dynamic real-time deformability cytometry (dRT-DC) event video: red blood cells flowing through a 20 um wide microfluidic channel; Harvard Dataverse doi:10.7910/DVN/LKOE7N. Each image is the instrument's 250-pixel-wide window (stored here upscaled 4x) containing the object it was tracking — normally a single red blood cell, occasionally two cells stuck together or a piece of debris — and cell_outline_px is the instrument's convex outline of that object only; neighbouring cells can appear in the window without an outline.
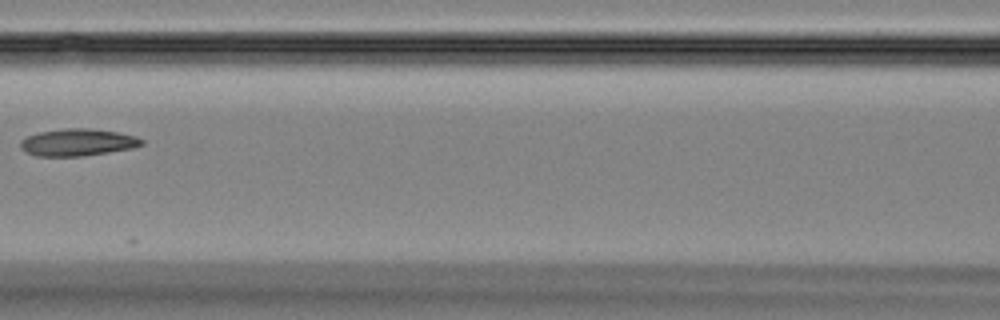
{"species": "Egyptian fruit bat (a non-hibernating species)", "species_latin": "Rousettus aegyptiacus", "temperature_condition": "room temperature", "stored_images_in_passage": 9, "camera_frame_rate_fps": 3000, "um_per_image_px": 0.085, "animal": {"sex": "female"}, "frame": {"image": 1, "passage_image": 7, "time_ms": 7.0, "image_size_px": [1000, 320], "cell_outline_px": [[144, 144], [132, 148], [84, 156], [36, 156], [24, 152], [20, 148], [20, 140], [28, 136], [40, 132], [64, 128], [88, 128], [116, 132], [136, 136], [144, 140]], "centroid_in_image_um": [6.58, 12.1], "position_along_channel_um": 160.0, "area_um2": 19.19}}
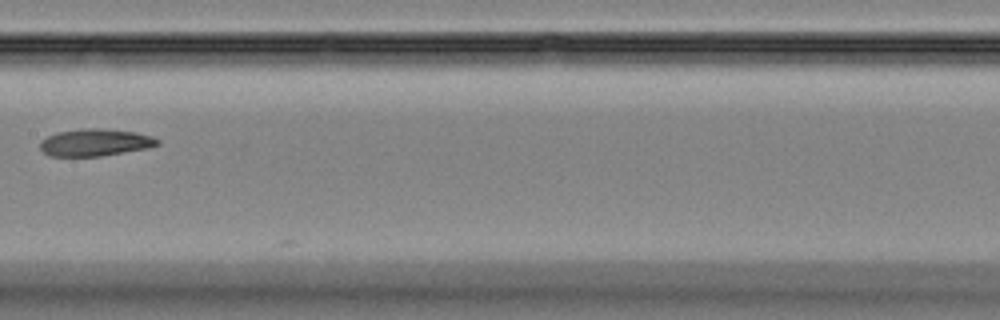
{"frame": {"image": 2, "passage_image": 8, "time_ms": 8.0, "image_size_px": [1000, 320], "cell_outline_px": [[160, 144], [148, 148], [100, 156], [48, 156], [40, 148], [40, 140], [56, 132], [80, 128], [100, 128], [136, 132], [152, 136], [160, 140]], "centroid_in_image_um": [8.08, 12.1], "position_along_channel_um": 199.3, "area_um2": 18.73}}
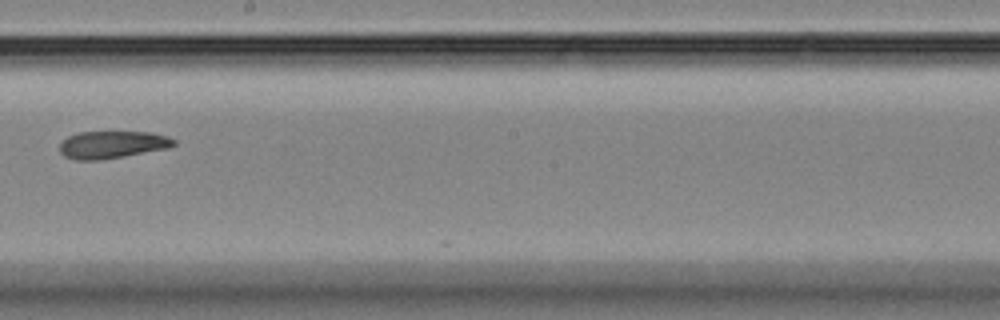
{"frame": {"image": 3, "passage_image": 9, "time_ms": 9.0, "image_size_px": [1000, 320], "cell_outline_px": [[176, 144], [168, 148], [124, 156], [100, 160], [72, 160], [64, 156], [60, 152], [60, 144], [68, 136], [80, 132], [148, 132], [168, 136], [176, 140]], "centroid_in_image_um": [9.53, 12.3], "position_along_channel_um": 238.7, "area_um2": 18.21}}